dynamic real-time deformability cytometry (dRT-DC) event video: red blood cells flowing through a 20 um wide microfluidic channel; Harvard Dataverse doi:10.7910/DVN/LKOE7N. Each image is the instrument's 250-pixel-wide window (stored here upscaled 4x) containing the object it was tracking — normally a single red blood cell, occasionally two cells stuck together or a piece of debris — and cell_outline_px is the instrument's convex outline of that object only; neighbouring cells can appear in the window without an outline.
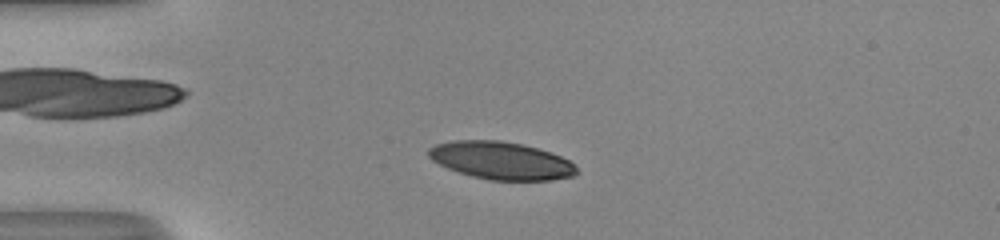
{"species": "human", "species_latin": "Homo sapiens", "temperature_condition": "room temperature", "stored_images_in_passage": 46, "camera_frame_rate_fps": 3000, "um_per_image_px": 0.085, "donor": {"sex": "male"}, "frame": {"image": 1, "passage_image": 8, "time_ms": 2.333, "image_size_px": [1000, 240], "cell_outline_px": [[580, 172], [576, 176], [552, 180], [488, 180], [472, 176], [448, 168], [432, 160], [428, 156], [428, 148], [436, 144], [452, 140], [500, 140], [524, 144], [552, 152], [568, 160]], "centroid_in_image_um": [42.62, 13.64], "position_along_channel_um": 42.4, "area_um2": 32.66}}
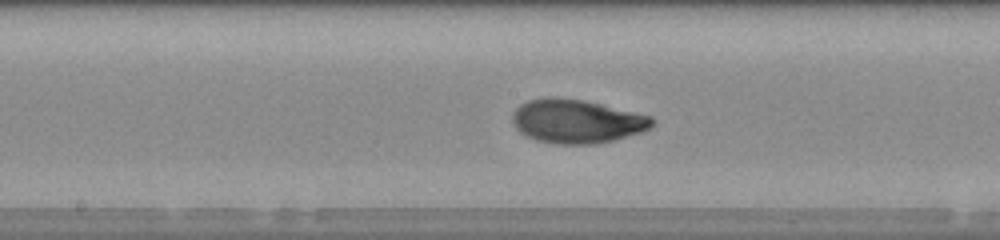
{"frame": {"image": 2, "passage_image": 22, "time_ms": 7.0, "image_size_px": [1000, 240], "cell_outline_px": [[656, 120], [652, 128], [644, 132], [612, 140], [592, 144], [556, 144], [536, 140], [520, 132], [512, 124], [512, 112], [520, 104], [528, 100], [552, 96], [584, 100], [652, 116]], "centroid_in_image_um": [49.03, 10.3], "position_along_channel_um": 199.2, "area_um2": 35.89}}
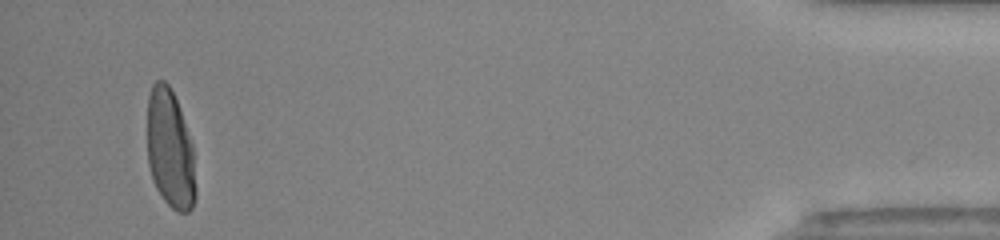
{"frame": {"image": 3, "passage_image": 44, "time_ms": 14.333, "image_size_px": [1000, 240], "cell_outline_px": [[196, 196], [192, 208], [188, 212], [176, 212], [164, 200], [156, 188], [152, 180], [148, 164], [148, 96], [152, 84], [156, 80], [164, 80], [168, 84], [176, 100], [192, 144], [196, 188]], "centroid_in_image_um": [14.45, 12.72], "position_along_channel_um": 420.7, "area_um2": 33.47}, "authors_computed_cell_mechanics": {"area_um2": 34.2176, "velocity_mm_per_s": 4.0546, "shape_relaxation_time_tau1_ms": 3.8366, "shape_relaxation_time_tau2_ms": null, "deformation_change_tau1": 0.2036, "deformation_change_tau2": null}}